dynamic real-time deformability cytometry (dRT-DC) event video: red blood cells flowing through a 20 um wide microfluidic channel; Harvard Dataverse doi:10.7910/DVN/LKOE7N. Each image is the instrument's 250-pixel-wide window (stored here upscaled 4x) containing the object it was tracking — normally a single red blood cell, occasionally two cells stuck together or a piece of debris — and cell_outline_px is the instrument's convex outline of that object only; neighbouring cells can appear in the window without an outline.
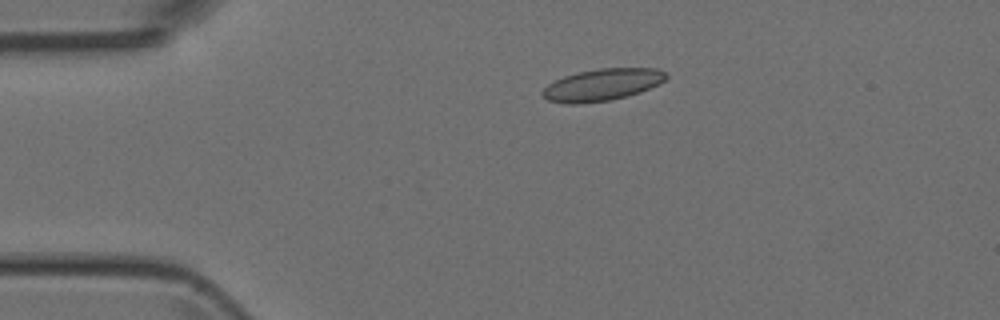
{"species": "Egyptian fruit bat (a non-hibernating species)", "species_latin": "Rousettus aegyptiacus", "temperature_condition": "room temperature", "stored_images_in_passage": 2, "camera_frame_rate_fps": 3000, "um_per_image_px": 0.085, "animal": {"sex": "female"}, "frame": {"image": 1, "passage_image": 1, "time_ms": 0.0, "image_size_px": [1000, 320], "cell_outline_px": [[668, 76], [660, 84], [640, 92], [628, 96], [608, 100], [580, 104], [564, 104], [548, 100], [540, 92], [548, 84], [564, 76], [580, 72], [600, 68], [656, 68], [664, 72]], "centroid_in_image_um": [51.19, 7.21], "position_along_channel_um": 33.8, "area_um2": 22.95}}